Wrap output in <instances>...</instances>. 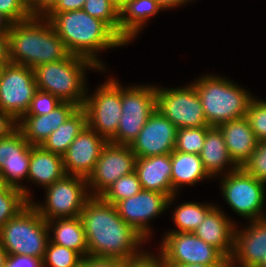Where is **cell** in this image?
I'll use <instances>...</instances> for the list:
<instances>
[{
	"instance_id": "cell-22",
	"label": "cell",
	"mask_w": 266,
	"mask_h": 267,
	"mask_svg": "<svg viewBox=\"0 0 266 267\" xmlns=\"http://www.w3.org/2000/svg\"><path fill=\"white\" fill-rule=\"evenodd\" d=\"M223 134L231 160L240 168L251 158L259 140L244 117L227 121L217 126Z\"/></svg>"
},
{
	"instance_id": "cell-52",
	"label": "cell",
	"mask_w": 266,
	"mask_h": 267,
	"mask_svg": "<svg viewBox=\"0 0 266 267\" xmlns=\"http://www.w3.org/2000/svg\"><path fill=\"white\" fill-rule=\"evenodd\" d=\"M256 267H266V256L260 261Z\"/></svg>"
},
{
	"instance_id": "cell-9",
	"label": "cell",
	"mask_w": 266,
	"mask_h": 267,
	"mask_svg": "<svg viewBox=\"0 0 266 267\" xmlns=\"http://www.w3.org/2000/svg\"><path fill=\"white\" fill-rule=\"evenodd\" d=\"M122 116L116 135L109 141L130 145L156 110V86L121 84Z\"/></svg>"
},
{
	"instance_id": "cell-50",
	"label": "cell",
	"mask_w": 266,
	"mask_h": 267,
	"mask_svg": "<svg viewBox=\"0 0 266 267\" xmlns=\"http://www.w3.org/2000/svg\"><path fill=\"white\" fill-rule=\"evenodd\" d=\"M8 254L3 246L0 244V267H5Z\"/></svg>"
},
{
	"instance_id": "cell-33",
	"label": "cell",
	"mask_w": 266,
	"mask_h": 267,
	"mask_svg": "<svg viewBox=\"0 0 266 267\" xmlns=\"http://www.w3.org/2000/svg\"><path fill=\"white\" fill-rule=\"evenodd\" d=\"M83 10L101 19L120 37V10L112 0H85Z\"/></svg>"
},
{
	"instance_id": "cell-15",
	"label": "cell",
	"mask_w": 266,
	"mask_h": 267,
	"mask_svg": "<svg viewBox=\"0 0 266 267\" xmlns=\"http://www.w3.org/2000/svg\"><path fill=\"white\" fill-rule=\"evenodd\" d=\"M136 159L129 145L107 142L87 178L91 197H100L117 179L134 172Z\"/></svg>"
},
{
	"instance_id": "cell-23",
	"label": "cell",
	"mask_w": 266,
	"mask_h": 267,
	"mask_svg": "<svg viewBox=\"0 0 266 267\" xmlns=\"http://www.w3.org/2000/svg\"><path fill=\"white\" fill-rule=\"evenodd\" d=\"M135 172L142 189L167 194L177 193L171 184V153L136 159Z\"/></svg>"
},
{
	"instance_id": "cell-4",
	"label": "cell",
	"mask_w": 266,
	"mask_h": 267,
	"mask_svg": "<svg viewBox=\"0 0 266 267\" xmlns=\"http://www.w3.org/2000/svg\"><path fill=\"white\" fill-rule=\"evenodd\" d=\"M200 97L206 122L217 127L221 123L244 118L253 93L220 75H200L192 81Z\"/></svg>"
},
{
	"instance_id": "cell-45",
	"label": "cell",
	"mask_w": 266,
	"mask_h": 267,
	"mask_svg": "<svg viewBox=\"0 0 266 267\" xmlns=\"http://www.w3.org/2000/svg\"><path fill=\"white\" fill-rule=\"evenodd\" d=\"M17 129V121L0 109V139L9 136Z\"/></svg>"
},
{
	"instance_id": "cell-19",
	"label": "cell",
	"mask_w": 266,
	"mask_h": 267,
	"mask_svg": "<svg viewBox=\"0 0 266 267\" xmlns=\"http://www.w3.org/2000/svg\"><path fill=\"white\" fill-rule=\"evenodd\" d=\"M238 227L236 224L231 267H256L266 256V217Z\"/></svg>"
},
{
	"instance_id": "cell-34",
	"label": "cell",
	"mask_w": 266,
	"mask_h": 267,
	"mask_svg": "<svg viewBox=\"0 0 266 267\" xmlns=\"http://www.w3.org/2000/svg\"><path fill=\"white\" fill-rule=\"evenodd\" d=\"M82 258L79 252L56 245L49 240L42 267H80Z\"/></svg>"
},
{
	"instance_id": "cell-7",
	"label": "cell",
	"mask_w": 266,
	"mask_h": 267,
	"mask_svg": "<svg viewBox=\"0 0 266 267\" xmlns=\"http://www.w3.org/2000/svg\"><path fill=\"white\" fill-rule=\"evenodd\" d=\"M220 178L219 188L228 208L246 219V222L266 217V183L249 174L243 167Z\"/></svg>"
},
{
	"instance_id": "cell-10",
	"label": "cell",
	"mask_w": 266,
	"mask_h": 267,
	"mask_svg": "<svg viewBox=\"0 0 266 267\" xmlns=\"http://www.w3.org/2000/svg\"><path fill=\"white\" fill-rule=\"evenodd\" d=\"M117 79L109 77L92 93L88 89L83 104L87 126L108 142L116 135L122 116L121 83Z\"/></svg>"
},
{
	"instance_id": "cell-24",
	"label": "cell",
	"mask_w": 266,
	"mask_h": 267,
	"mask_svg": "<svg viewBox=\"0 0 266 267\" xmlns=\"http://www.w3.org/2000/svg\"><path fill=\"white\" fill-rule=\"evenodd\" d=\"M164 11L155 0H130L120 9V38L133 43L150 18Z\"/></svg>"
},
{
	"instance_id": "cell-1",
	"label": "cell",
	"mask_w": 266,
	"mask_h": 267,
	"mask_svg": "<svg viewBox=\"0 0 266 267\" xmlns=\"http://www.w3.org/2000/svg\"><path fill=\"white\" fill-rule=\"evenodd\" d=\"M80 218L88 256L133 260L146 252L142 246L145 247L148 241L119 216L115 205L101 197H91L84 205Z\"/></svg>"
},
{
	"instance_id": "cell-6",
	"label": "cell",
	"mask_w": 266,
	"mask_h": 267,
	"mask_svg": "<svg viewBox=\"0 0 266 267\" xmlns=\"http://www.w3.org/2000/svg\"><path fill=\"white\" fill-rule=\"evenodd\" d=\"M49 234L46 220L29 203L0 229V244L8 256L25 255L43 260Z\"/></svg>"
},
{
	"instance_id": "cell-30",
	"label": "cell",
	"mask_w": 266,
	"mask_h": 267,
	"mask_svg": "<svg viewBox=\"0 0 266 267\" xmlns=\"http://www.w3.org/2000/svg\"><path fill=\"white\" fill-rule=\"evenodd\" d=\"M216 204L200 203V202H183L179 203L173 210L172 222L176 226V229H170L167 232H194V230L203 222L207 213Z\"/></svg>"
},
{
	"instance_id": "cell-36",
	"label": "cell",
	"mask_w": 266,
	"mask_h": 267,
	"mask_svg": "<svg viewBox=\"0 0 266 267\" xmlns=\"http://www.w3.org/2000/svg\"><path fill=\"white\" fill-rule=\"evenodd\" d=\"M245 118L257 139L266 140V100L254 96Z\"/></svg>"
},
{
	"instance_id": "cell-2",
	"label": "cell",
	"mask_w": 266,
	"mask_h": 267,
	"mask_svg": "<svg viewBox=\"0 0 266 267\" xmlns=\"http://www.w3.org/2000/svg\"><path fill=\"white\" fill-rule=\"evenodd\" d=\"M49 21L72 55L92 61L101 71L107 69L100 52L127 45L105 22L83 9L56 13Z\"/></svg>"
},
{
	"instance_id": "cell-5",
	"label": "cell",
	"mask_w": 266,
	"mask_h": 267,
	"mask_svg": "<svg viewBox=\"0 0 266 267\" xmlns=\"http://www.w3.org/2000/svg\"><path fill=\"white\" fill-rule=\"evenodd\" d=\"M33 70L38 90L79 107H83L87 95V71L106 73L92 61L72 54L60 61L39 65Z\"/></svg>"
},
{
	"instance_id": "cell-46",
	"label": "cell",
	"mask_w": 266,
	"mask_h": 267,
	"mask_svg": "<svg viewBox=\"0 0 266 267\" xmlns=\"http://www.w3.org/2000/svg\"><path fill=\"white\" fill-rule=\"evenodd\" d=\"M9 62L8 32H0V64L5 65Z\"/></svg>"
},
{
	"instance_id": "cell-54",
	"label": "cell",
	"mask_w": 266,
	"mask_h": 267,
	"mask_svg": "<svg viewBox=\"0 0 266 267\" xmlns=\"http://www.w3.org/2000/svg\"><path fill=\"white\" fill-rule=\"evenodd\" d=\"M27 4L31 1V0H24Z\"/></svg>"
},
{
	"instance_id": "cell-39",
	"label": "cell",
	"mask_w": 266,
	"mask_h": 267,
	"mask_svg": "<svg viewBox=\"0 0 266 267\" xmlns=\"http://www.w3.org/2000/svg\"><path fill=\"white\" fill-rule=\"evenodd\" d=\"M0 12L12 23L31 17L27 3L24 0H0Z\"/></svg>"
},
{
	"instance_id": "cell-38",
	"label": "cell",
	"mask_w": 266,
	"mask_h": 267,
	"mask_svg": "<svg viewBox=\"0 0 266 267\" xmlns=\"http://www.w3.org/2000/svg\"><path fill=\"white\" fill-rule=\"evenodd\" d=\"M62 101L51 93L37 90L25 115L40 116L53 111Z\"/></svg>"
},
{
	"instance_id": "cell-47",
	"label": "cell",
	"mask_w": 266,
	"mask_h": 267,
	"mask_svg": "<svg viewBox=\"0 0 266 267\" xmlns=\"http://www.w3.org/2000/svg\"><path fill=\"white\" fill-rule=\"evenodd\" d=\"M164 11H168L170 9H176L178 7H183L188 5V3H192L193 0H155ZM195 1V0H194Z\"/></svg>"
},
{
	"instance_id": "cell-20",
	"label": "cell",
	"mask_w": 266,
	"mask_h": 267,
	"mask_svg": "<svg viewBox=\"0 0 266 267\" xmlns=\"http://www.w3.org/2000/svg\"><path fill=\"white\" fill-rule=\"evenodd\" d=\"M227 212L217 204L206 215L194 234L214 246L225 257L231 258L234 248L236 220L232 221Z\"/></svg>"
},
{
	"instance_id": "cell-51",
	"label": "cell",
	"mask_w": 266,
	"mask_h": 267,
	"mask_svg": "<svg viewBox=\"0 0 266 267\" xmlns=\"http://www.w3.org/2000/svg\"><path fill=\"white\" fill-rule=\"evenodd\" d=\"M130 0H112L113 4L120 10L125 6Z\"/></svg>"
},
{
	"instance_id": "cell-13",
	"label": "cell",
	"mask_w": 266,
	"mask_h": 267,
	"mask_svg": "<svg viewBox=\"0 0 266 267\" xmlns=\"http://www.w3.org/2000/svg\"><path fill=\"white\" fill-rule=\"evenodd\" d=\"M37 90L33 69L10 62L2 65L0 70V109L17 122L28 111Z\"/></svg>"
},
{
	"instance_id": "cell-21",
	"label": "cell",
	"mask_w": 266,
	"mask_h": 267,
	"mask_svg": "<svg viewBox=\"0 0 266 267\" xmlns=\"http://www.w3.org/2000/svg\"><path fill=\"white\" fill-rule=\"evenodd\" d=\"M78 108L79 106L75 103L62 101L48 114L24 115L17 122V128L30 145L41 146L48 136L58 129Z\"/></svg>"
},
{
	"instance_id": "cell-26",
	"label": "cell",
	"mask_w": 266,
	"mask_h": 267,
	"mask_svg": "<svg viewBox=\"0 0 266 267\" xmlns=\"http://www.w3.org/2000/svg\"><path fill=\"white\" fill-rule=\"evenodd\" d=\"M66 175L63 156L32 146L27 182L44 188Z\"/></svg>"
},
{
	"instance_id": "cell-3",
	"label": "cell",
	"mask_w": 266,
	"mask_h": 267,
	"mask_svg": "<svg viewBox=\"0 0 266 267\" xmlns=\"http://www.w3.org/2000/svg\"><path fill=\"white\" fill-rule=\"evenodd\" d=\"M10 63L31 69L67 58L71 53L45 16L12 23L8 31Z\"/></svg>"
},
{
	"instance_id": "cell-40",
	"label": "cell",
	"mask_w": 266,
	"mask_h": 267,
	"mask_svg": "<svg viewBox=\"0 0 266 267\" xmlns=\"http://www.w3.org/2000/svg\"><path fill=\"white\" fill-rule=\"evenodd\" d=\"M128 261L119 258L84 256L81 260L80 267H125Z\"/></svg>"
},
{
	"instance_id": "cell-8",
	"label": "cell",
	"mask_w": 266,
	"mask_h": 267,
	"mask_svg": "<svg viewBox=\"0 0 266 267\" xmlns=\"http://www.w3.org/2000/svg\"><path fill=\"white\" fill-rule=\"evenodd\" d=\"M43 203L32 200L30 204L46 220L80 217L86 202L91 198L87 179L77 175H65L44 188Z\"/></svg>"
},
{
	"instance_id": "cell-44",
	"label": "cell",
	"mask_w": 266,
	"mask_h": 267,
	"mask_svg": "<svg viewBox=\"0 0 266 267\" xmlns=\"http://www.w3.org/2000/svg\"><path fill=\"white\" fill-rule=\"evenodd\" d=\"M58 0H31L27 6L31 16H45Z\"/></svg>"
},
{
	"instance_id": "cell-28",
	"label": "cell",
	"mask_w": 266,
	"mask_h": 267,
	"mask_svg": "<svg viewBox=\"0 0 266 267\" xmlns=\"http://www.w3.org/2000/svg\"><path fill=\"white\" fill-rule=\"evenodd\" d=\"M46 222L52 243L75 250L83 257L88 256L85 230L80 217L58 218Z\"/></svg>"
},
{
	"instance_id": "cell-35",
	"label": "cell",
	"mask_w": 266,
	"mask_h": 267,
	"mask_svg": "<svg viewBox=\"0 0 266 267\" xmlns=\"http://www.w3.org/2000/svg\"><path fill=\"white\" fill-rule=\"evenodd\" d=\"M211 126L177 129L174 150L199 154L203 148L207 130Z\"/></svg>"
},
{
	"instance_id": "cell-43",
	"label": "cell",
	"mask_w": 266,
	"mask_h": 267,
	"mask_svg": "<svg viewBox=\"0 0 266 267\" xmlns=\"http://www.w3.org/2000/svg\"><path fill=\"white\" fill-rule=\"evenodd\" d=\"M6 267H42V260L25 255L8 256Z\"/></svg>"
},
{
	"instance_id": "cell-25",
	"label": "cell",
	"mask_w": 266,
	"mask_h": 267,
	"mask_svg": "<svg viewBox=\"0 0 266 267\" xmlns=\"http://www.w3.org/2000/svg\"><path fill=\"white\" fill-rule=\"evenodd\" d=\"M199 156L206 172L211 178L216 177L215 179H219L220 176H224L238 168L229 156L223 134L215 126H211L207 130L204 145Z\"/></svg>"
},
{
	"instance_id": "cell-29",
	"label": "cell",
	"mask_w": 266,
	"mask_h": 267,
	"mask_svg": "<svg viewBox=\"0 0 266 267\" xmlns=\"http://www.w3.org/2000/svg\"><path fill=\"white\" fill-rule=\"evenodd\" d=\"M87 126V115L79 107L58 129L53 131L41 145L49 152L63 156L77 135Z\"/></svg>"
},
{
	"instance_id": "cell-27",
	"label": "cell",
	"mask_w": 266,
	"mask_h": 267,
	"mask_svg": "<svg viewBox=\"0 0 266 267\" xmlns=\"http://www.w3.org/2000/svg\"><path fill=\"white\" fill-rule=\"evenodd\" d=\"M171 184L172 189L179 195L182 187L195 186L197 183L210 180L199 154L171 152ZM210 178V179H209ZM180 189V190H179Z\"/></svg>"
},
{
	"instance_id": "cell-12",
	"label": "cell",
	"mask_w": 266,
	"mask_h": 267,
	"mask_svg": "<svg viewBox=\"0 0 266 267\" xmlns=\"http://www.w3.org/2000/svg\"><path fill=\"white\" fill-rule=\"evenodd\" d=\"M164 233L157 254L165 265L231 264L230 258L225 257L218 249L198 238L193 232Z\"/></svg>"
},
{
	"instance_id": "cell-16",
	"label": "cell",
	"mask_w": 266,
	"mask_h": 267,
	"mask_svg": "<svg viewBox=\"0 0 266 267\" xmlns=\"http://www.w3.org/2000/svg\"><path fill=\"white\" fill-rule=\"evenodd\" d=\"M32 145L17 128L9 136L0 139V173L5 185L21 189L25 198L31 202V189L23 182L28 179L30 152ZM25 184V185H24Z\"/></svg>"
},
{
	"instance_id": "cell-49",
	"label": "cell",
	"mask_w": 266,
	"mask_h": 267,
	"mask_svg": "<svg viewBox=\"0 0 266 267\" xmlns=\"http://www.w3.org/2000/svg\"><path fill=\"white\" fill-rule=\"evenodd\" d=\"M12 22L0 12V32H8Z\"/></svg>"
},
{
	"instance_id": "cell-14",
	"label": "cell",
	"mask_w": 266,
	"mask_h": 267,
	"mask_svg": "<svg viewBox=\"0 0 266 267\" xmlns=\"http://www.w3.org/2000/svg\"><path fill=\"white\" fill-rule=\"evenodd\" d=\"M176 197L178 194L169 197L167 194L141 189L136 195L119 201L115 206L119 216L150 242L154 231L151 221L169 210Z\"/></svg>"
},
{
	"instance_id": "cell-48",
	"label": "cell",
	"mask_w": 266,
	"mask_h": 267,
	"mask_svg": "<svg viewBox=\"0 0 266 267\" xmlns=\"http://www.w3.org/2000/svg\"><path fill=\"white\" fill-rule=\"evenodd\" d=\"M167 267H231V264H173Z\"/></svg>"
},
{
	"instance_id": "cell-31",
	"label": "cell",
	"mask_w": 266,
	"mask_h": 267,
	"mask_svg": "<svg viewBox=\"0 0 266 267\" xmlns=\"http://www.w3.org/2000/svg\"><path fill=\"white\" fill-rule=\"evenodd\" d=\"M29 203L21 189L10 185L0 188V229Z\"/></svg>"
},
{
	"instance_id": "cell-17",
	"label": "cell",
	"mask_w": 266,
	"mask_h": 267,
	"mask_svg": "<svg viewBox=\"0 0 266 267\" xmlns=\"http://www.w3.org/2000/svg\"><path fill=\"white\" fill-rule=\"evenodd\" d=\"M176 134L177 127L156 109L129 146L137 158L168 154L174 150Z\"/></svg>"
},
{
	"instance_id": "cell-11",
	"label": "cell",
	"mask_w": 266,
	"mask_h": 267,
	"mask_svg": "<svg viewBox=\"0 0 266 267\" xmlns=\"http://www.w3.org/2000/svg\"><path fill=\"white\" fill-rule=\"evenodd\" d=\"M156 109L177 129L209 126L192 82L176 88L156 85Z\"/></svg>"
},
{
	"instance_id": "cell-32",
	"label": "cell",
	"mask_w": 266,
	"mask_h": 267,
	"mask_svg": "<svg viewBox=\"0 0 266 267\" xmlns=\"http://www.w3.org/2000/svg\"><path fill=\"white\" fill-rule=\"evenodd\" d=\"M142 187L134 171L117 179L100 197L107 203L116 205L119 201L136 195Z\"/></svg>"
},
{
	"instance_id": "cell-42",
	"label": "cell",
	"mask_w": 266,
	"mask_h": 267,
	"mask_svg": "<svg viewBox=\"0 0 266 267\" xmlns=\"http://www.w3.org/2000/svg\"><path fill=\"white\" fill-rule=\"evenodd\" d=\"M84 4L85 0H58L45 17L50 20L56 13L81 10Z\"/></svg>"
},
{
	"instance_id": "cell-41",
	"label": "cell",
	"mask_w": 266,
	"mask_h": 267,
	"mask_svg": "<svg viewBox=\"0 0 266 267\" xmlns=\"http://www.w3.org/2000/svg\"><path fill=\"white\" fill-rule=\"evenodd\" d=\"M125 267H167L159 255L153 251H146L140 257L129 260Z\"/></svg>"
},
{
	"instance_id": "cell-53",
	"label": "cell",
	"mask_w": 266,
	"mask_h": 267,
	"mask_svg": "<svg viewBox=\"0 0 266 267\" xmlns=\"http://www.w3.org/2000/svg\"><path fill=\"white\" fill-rule=\"evenodd\" d=\"M4 185L5 184H4L3 180H2V176H1V173H0V188H2Z\"/></svg>"
},
{
	"instance_id": "cell-18",
	"label": "cell",
	"mask_w": 266,
	"mask_h": 267,
	"mask_svg": "<svg viewBox=\"0 0 266 267\" xmlns=\"http://www.w3.org/2000/svg\"><path fill=\"white\" fill-rule=\"evenodd\" d=\"M107 140L86 126L69 145L63 155L64 169L67 175L88 178L107 144Z\"/></svg>"
},
{
	"instance_id": "cell-37",
	"label": "cell",
	"mask_w": 266,
	"mask_h": 267,
	"mask_svg": "<svg viewBox=\"0 0 266 267\" xmlns=\"http://www.w3.org/2000/svg\"><path fill=\"white\" fill-rule=\"evenodd\" d=\"M243 168L261 182L266 183V140L259 141L251 158Z\"/></svg>"
}]
</instances>
